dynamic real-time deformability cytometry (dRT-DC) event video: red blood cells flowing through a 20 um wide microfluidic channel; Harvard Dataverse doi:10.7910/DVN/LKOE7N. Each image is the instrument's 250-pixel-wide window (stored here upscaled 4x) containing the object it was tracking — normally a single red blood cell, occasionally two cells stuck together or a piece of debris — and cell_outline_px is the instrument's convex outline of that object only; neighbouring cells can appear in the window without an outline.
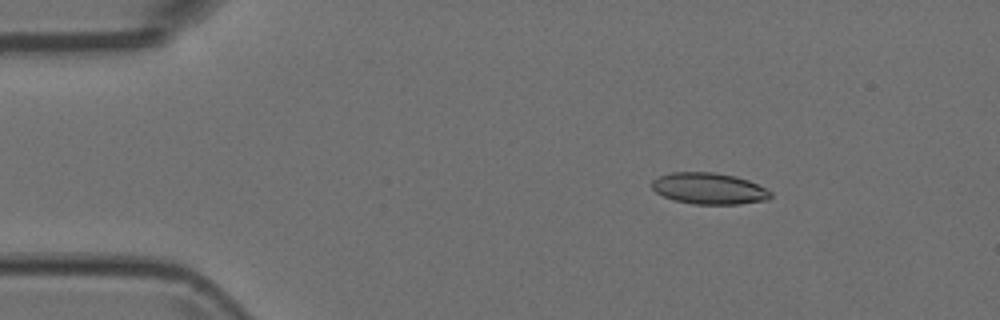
{"species": "Egyptian fruit bat (a non-hibernating species)", "species_latin": "Rousettus aegyptiacus", "temperature_condition": "room temperature", "stored_images_in_passage": 5, "camera_frame_rate_fps": 3000, "um_per_image_px": 0.085, "animal": {"sex": "female"}, "frame": {"image": 1, "passage_image": 2, "time_ms": 0.333, "image_size_px": [1000, 320], "cell_outline_px": [[772, 196], [768, 200], [740, 204], [692, 204], [672, 200], [656, 192], [652, 188], [652, 180], [660, 176], [672, 172], [712, 172], [736, 176], [748, 180], [772, 192]], "centroid_in_image_um": [60.27, 16.03], "position_along_channel_um": 24.7, "area_um2": 21.73}}